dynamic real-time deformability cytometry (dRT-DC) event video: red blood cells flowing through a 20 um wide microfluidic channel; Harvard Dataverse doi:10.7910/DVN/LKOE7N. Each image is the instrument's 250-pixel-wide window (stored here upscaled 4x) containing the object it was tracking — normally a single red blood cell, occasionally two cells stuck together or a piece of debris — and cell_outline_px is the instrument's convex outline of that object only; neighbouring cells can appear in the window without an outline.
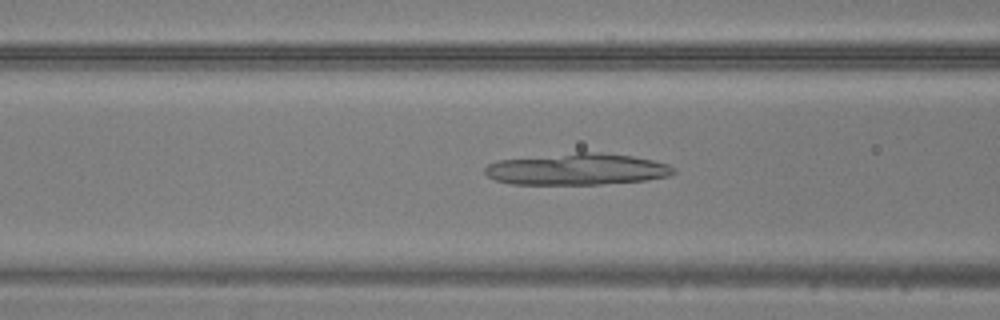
{"species": "common noctule bat (a hibernating species)", "species_latin": "Nyctalus noctula", "temperature_condition": "warm", "stored_images_in_passage": 48, "camera_frame_rate_fps": 3000, "um_per_image_px": 0.085, "animal": {"sex": "male", "body_mass_g": 20.5, "forearm_length_mm": 52.5}, "frame": {"image": 1, "passage_image": 19, "time_ms": 6.0, "image_size_px": [1000, 320], "cell_outline_px": [[676, 172], [668, 176], [648, 180], [600, 184], [512, 184], [496, 180], [488, 176], [484, 172], [484, 168], [488, 164], [500, 160], [576, 152], [596, 152], [632, 156], [652, 160], [668, 164], [676, 168]], "centroid_in_image_um": [49.07, 14.38], "position_along_channel_um": 117.5, "area_um2": 34.56}}
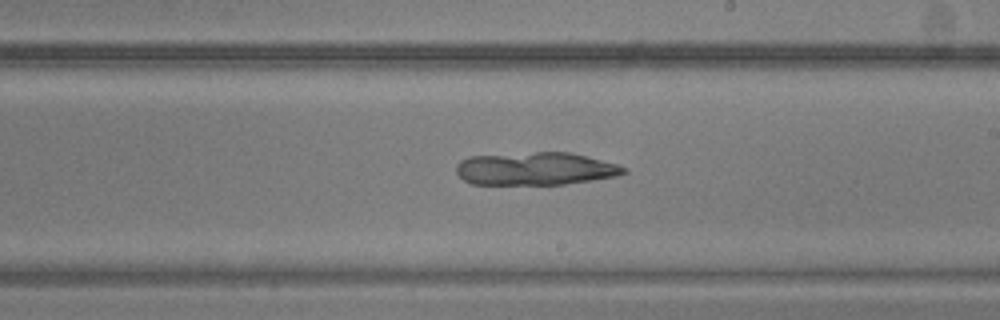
{"frame": {"image": 2, "passage_image": 28, "time_ms": 9.0, "image_size_px": [1000, 320], "cell_outline_px": [[628, 172], [616, 176], [592, 180], [564, 184], [472, 184], [464, 180], [456, 172], [456, 164], [460, 160], [468, 156], [536, 152], [568, 152], [620, 164], [628, 168]], "centroid_in_image_um": [45.53, 14.33], "position_along_channel_um": 243.5, "area_um2": 32.19}}
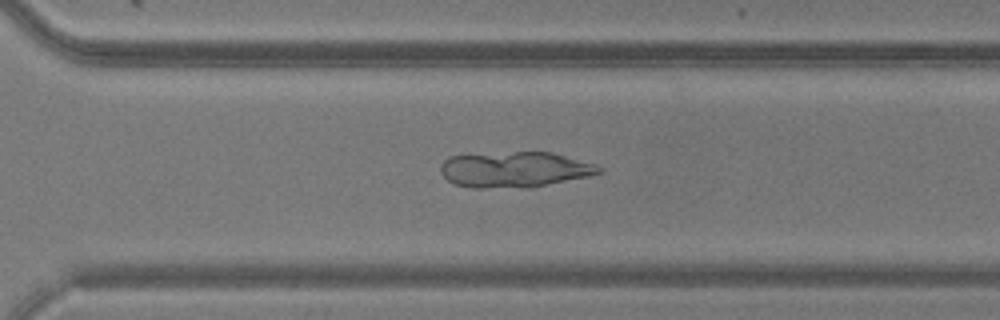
{"frame": {"image": 3, "passage_image": 34, "time_ms": 11.0, "image_size_px": [1000, 320], "cell_outline_px": [[604, 172], [592, 176], [528, 188], [472, 188], [452, 184], [440, 172], [440, 164], [448, 156], [512, 152], [552, 152], [596, 164], [604, 168]], "centroid_in_image_um": [43.78, 14.42], "position_along_channel_um": 326.8, "area_um2": 33.41}}